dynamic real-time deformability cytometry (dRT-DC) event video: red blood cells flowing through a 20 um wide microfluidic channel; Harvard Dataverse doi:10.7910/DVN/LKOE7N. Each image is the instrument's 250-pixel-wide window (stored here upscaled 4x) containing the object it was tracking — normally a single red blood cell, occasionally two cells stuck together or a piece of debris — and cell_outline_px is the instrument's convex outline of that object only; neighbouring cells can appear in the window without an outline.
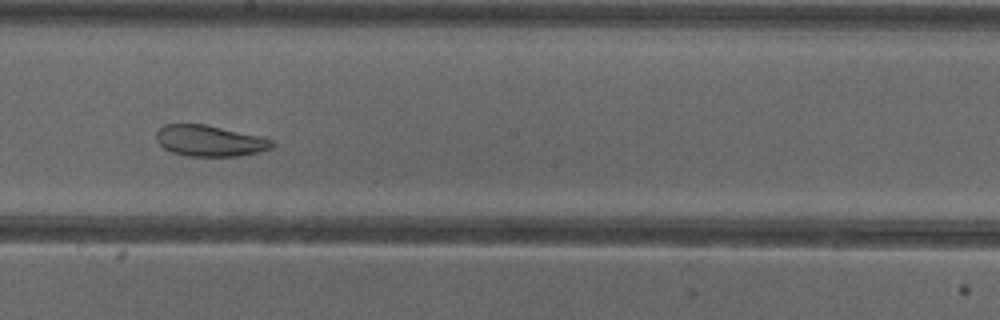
{"species": "common noctule bat (a hibernating species)", "species_latin": "Nyctalus noctula", "temperature_condition": "cold", "stored_images_in_passage": 54, "camera_frame_rate_fps": 3000, "um_per_image_px": 0.085, "animal": {"sex": "female"}, "frame": {"image": 1, "passage_image": 31, "time_ms": 10.0, "image_size_px": [1000, 320], "cell_outline_px": [[276, 144], [272, 148], [260, 152], [236, 156], [188, 156], [172, 152], [164, 148], [156, 140], [156, 132], [164, 124], [204, 124], [260, 136], [272, 140]], "centroid_in_image_um": [17.83, 11.97], "position_along_channel_um": 230.4, "area_um2": 20.92}, "authors_computed_cell_mechanics": {"area_um2": 29.9693, "velocity_mm_per_s": 3.8262, "shape_relaxation_time_tau1_ms": null, "shape_relaxation_time_tau2_ms": 1.9459, "deformation_change_tau1": null, "deformation_change_tau2": 0.0808}}